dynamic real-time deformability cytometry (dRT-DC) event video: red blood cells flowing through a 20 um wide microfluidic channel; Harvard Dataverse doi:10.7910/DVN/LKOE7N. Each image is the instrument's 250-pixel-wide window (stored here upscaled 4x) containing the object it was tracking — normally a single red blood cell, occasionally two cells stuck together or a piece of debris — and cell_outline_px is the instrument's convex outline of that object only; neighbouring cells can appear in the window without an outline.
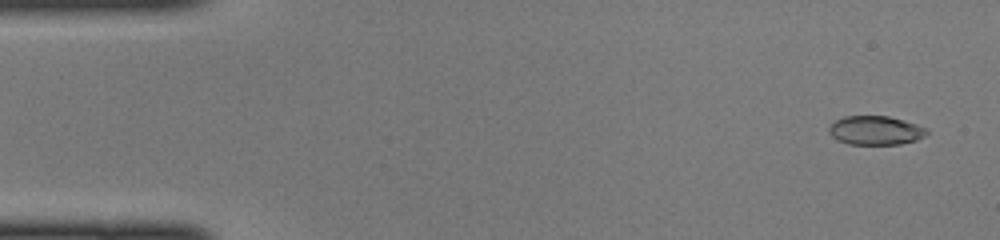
{"species": "common noctule bat (a hibernating species)", "species_latin": "Nyctalus noctula", "temperature_condition": "cold", "stored_images_in_passage": 46, "camera_frame_rate_fps": 3000, "um_per_image_px": 0.085, "animal": {"sex": "female", "body_mass_g": 22.0, "forearm_length_mm": 56.7}, "frame": {"image": 1, "passage_image": 2, "time_ms": 0.333, "image_size_px": [1000, 240], "cell_outline_px": [[928, 132], [924, 136], [916, 140], [900, 144], [848, 144], [836, 140], [828, 132], [828, 128], [836, 120], [844, 116], [888, 116], [904, 120], [928, 128]], "centroid_in_image_um": [74.41, 11.08], "position_along_channel_um": 10.6, "area_um2": 16.53}}
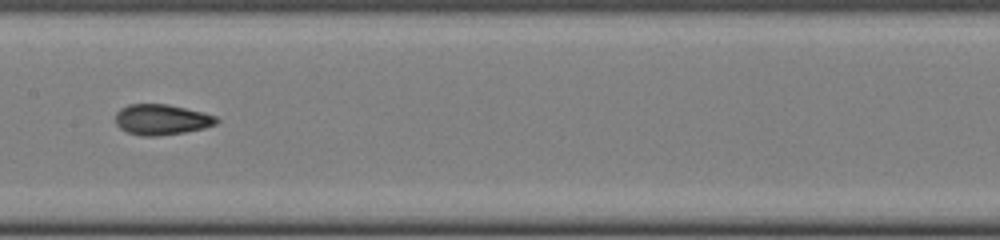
{"frame": {"image": 2, "passage_image": 23, "time_ms": 7.333, "image_size_px": [1000, 240], "cell_outline_px": [[220, 120], [216, 124], [204, 128], [184, 132], [156, 136], [140, 136], [128, 132], [120, 128], [116, 124], [116, 112], [120, 108], [128, 104], [168, 104], [204, 112], [216, 116]], "centroid_in_image_um": [13.74, 10.16], "position_along_channel_um": 193.7, "area_um2": 18.09}}
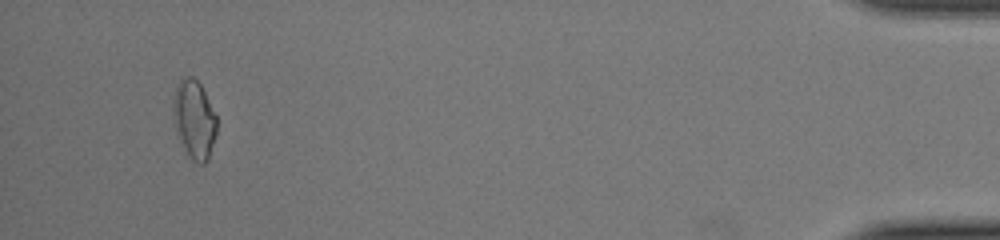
{"frame": {"image": 3, "passage_image": 44, "time_ms": 14.333, "image_size_px": [1000, 240], "cell_outline_px": [[216, 132], [208, 160], [204, 164], [200, 164], [184, 156], [176, 136], [172, 112], [172, 100], [176, 84], [184, 76], [192, 76], [200, 84], [216, 116]], "centroid_in_image_um": [16.44, 10.2], "position_along_channel_um": 418.8, "area_um2": 20.52}}